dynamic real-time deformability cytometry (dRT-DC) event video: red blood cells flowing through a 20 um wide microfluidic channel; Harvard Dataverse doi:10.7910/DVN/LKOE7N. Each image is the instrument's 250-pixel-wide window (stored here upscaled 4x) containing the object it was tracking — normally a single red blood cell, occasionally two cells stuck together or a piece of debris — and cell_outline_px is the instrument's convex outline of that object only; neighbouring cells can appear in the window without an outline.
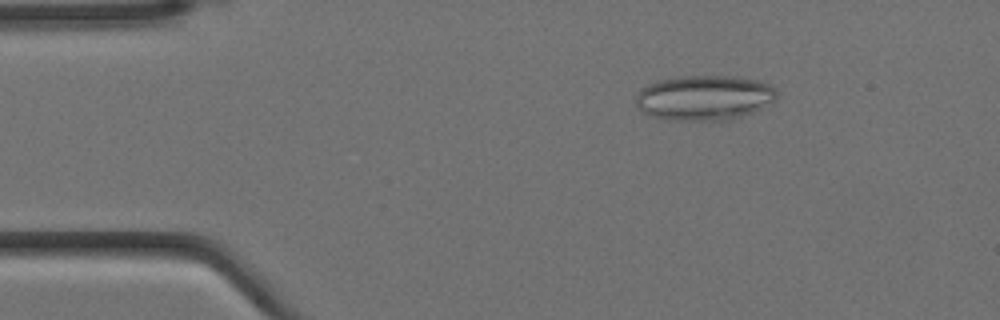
{"species": "Egyptian fruit bat (a non-hibernating species)", "species_latin": "Rousettus aegyptiacus", "temperature_condition": "cold", "stored_images_in_passage": 5, "camera_frame_rate_fps": 3000, "um_per_image_px": 0.085, "animal": {"sex": "female"}, "frame": {"image": 1, "passage_image": 3, "time_ms": 0.667, "image_size_px": [1000, 320], "cell_outline_px": [[776, 100], [752, 112], [732, 120], [668, 120], [652, 116], [644, 112], [636, 104], [636, 96], [640, 88], [656, 80], [684, 76], [732, 76], [756, 80], [768, 84], [776, 88]], "centroid_in_image_um": [59.85, 8.3], "position_along_channel_um": 25.1, "area_um2": 36.99}}